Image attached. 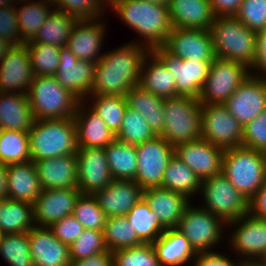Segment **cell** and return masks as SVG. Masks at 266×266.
Here are the masks:
<instances>
[{
  "mask_svg": "<svg viewBox=\"0 0 266 266\" xmlns=\"http://www.w3.org/2000/svg\"><path fill=\"white\" fill-rule=\"evenodd\" d=\"M150 52L148 47L134 41L103 53L95 66L90 95L126 96L140 83L143 61Z\"/></svg>",
  "mask_w": 266,
  "mask_h": 266,
  "instance_id": "obj_1",
  "label": "cell"
},
{
  "mask_svg": "<svg viewBox=\"0 0 266 266\" xmlns=\"http://www.w3.org/2000/svg\"><path fill=\"white\" fill-rule=\"evenodd\" d=\"M109 7L144 39L140 44L150 50L163 46L173 28L168 5L146 0H114Z\"/></svg>",
  "mask_w": 266,
  "mask_h": 266,
  "instance_id": "obj_2",
  "label": "cell"
},
{
  "mask_svg": "<svg viewBox=\"0 0 266 266\" xmlns=\"http://www.w3.org/2000/svg\"><path fill=\"white\" fill-rule=\"evenodd\" d=\"M28 134L32 162L77 152L74 118L36 119Z\"/></svg>",
  "mask_w": 266,
  "mask_h": 266,
  "instance_id": "obj_3",
  "label": "cell"
},
{
  "mask_svg": "<svg viewBox=\"0 0 266 266\" xmlns=\"http://www.w3.org/2000/svg\"><path fill=\"white\" fill-rule=\"evenodd\" d=\"M217 58L244 64L250 69L256 55V32L235 16H216L210 26Z\"/></svg>",
  "mask_w": 266,
  "mask_h": 266,
  "instance_id": "obj_4",
  "label": "cell"
},
{
  "mask_svg": "<svg viewBox=\"0 0 266 266\" xmlns=\"http://www.w3.org/2000/svg\"><path fill=\"white\" fill-rule=\"evenodd\" d=\"M222 173L250 200L266 181V153L243 146L226 149Z\"/></svg>",
  "mask_w": 266,
  "mask_h": 266,
  "instance_id": "obj_5",
  "label": "cell"
},
{
  "mask_svg": "<svg viewBox=\"0 0 266 266\" xmlns=\"http://www.w3.org/2000/svg\"><path fill=\"white\" fill-rule=\"evenodd\" d=\"M27 96L35 119L74 118L81 102L55 76H34Z\"/></svg>",
  "mask_w": 266,
  "mask_h": 266,
  "instance_id": "obj_6",
  "label": "cell"
},
{
  "mask_svg": "<svg viewBox=\"0 0 266 266\" xmlns=\"http://www.w3.org/2000/svg\"><path fill=\"white\" fill-rule=\"evenodd\" d=\"M164 127L160 135L174 147L201 138L199 100L187 96L164 99Z\"/></svg>",
  "mask_w": 266,
  "mask_h": 266,
  "instance_id": "obj_7",
  "label": "cell"
},
{
  "mask_svg": "<svg viewBox=\"0 0 266 266\" xmlns=\"http://www.w3.org/2000/svg\"><path fill=\"white\" fill-rule=\"evenodd\" d=\"M202 208L219 217L225 225L249 212V200L221 172L201 181Z\"/></svg>",
  "mask_w": 266,
  "mask_h": 266,
  "instance_id": "obj_8",
  "label": "cell"
},
{
  "mask_svg": "<svg viewBox=\"0 0 266 266\" xmlns=\"http://www.w3.org/2000/svg\"><path fill=\"white\" fill-rule=\"evenodd\" d=\"M249 75L244 64L216 57L198 100L201 104H224Z\"/></svg>",
  "mask_w": 266,
  "mask_h": 266,
  "instance_id": "obj_9",
  "label": "cell"
},
{
  "mask_svg": "<svg viewBox=\"0 0 266 266\" xmlns=\"http://www.w3.org/2000/svg\"><path fill=\"white\" fill-rule=\"evenodd\" d=\"M201 138L223 150L242 146L243 126L223 104H202Z\"/></svg>",
  "mask_w": 266,
  "mask_h": 266,
  "instance_id": "obj_10",
  "label": "cell"
},
{
  "mask_svg": "<svg viewBox=\"0 0 266 266\" xmlns=\"http://www.w3.org/2000/svg\"><path fill=\"white\" fill-rule=\"evenodd\" d=\"M224 224L210 211L189 204L176 229L186 236L194 251L198 253L211 251L213 245L218 244L223 235Z\"/></svg>",
  "mask_w": 266,
  "mask_h": 266,
  "instance_id": "obj_11",
  "label": "cell"
},
{
  "mask_svg": "<svg viewBox=\"0 0 266 266\" xmlns=\"http://www.w3.org/2000/svg\"><path fill=\"white\" fill-rule=\"evenodd\" d=\"M135 148L138 164L134 181L143 190L160 187L168 162L174 156V146L156 136Z\"/></svg>",
  "mask_w": 266,
  "mask_h": 266,
  "instance_id": "obj_12",
  "label": "cell"
},
{
  "mask_svg": "<svg viewBox=\"0 0 266 266\" xmlns=\"http://www.w3.org/2000/svg\"><path fill=\"white\" fill-rule=\"evenodd\" d=\"M151 51L174 76L176 96H187L198 100L212 61L183 60L168 52L163 46H158Z\"/></svg>",
  "mask_w": 266,
  "mask_h": 266,
  "instance_id": "obj_13",
  "label": "cell"
},
{
  "mask_svg": "<svg viewBox=\"0 0 266 266\" xmlns=\"http://www.w3.org/2000/svg\"><path fill=\"white\" fill-rule=\"evenodd\" d=\"M232 224L237 225L234 227L235 231H231L233 234H230L232 250L239 256L241 254L243 258L239 259L245 264L256 263L266 253V219L255 217L248 212L226 226L231 227Z\"/></svg>",
  "mask_w": 266,
  "mask_h": 266,
  "instance_id": "obj_14",
  "label": "cell"
},
{
  "mask_svg": "<svg viewBox=\"0 0 266 266\" xmlns=\"http://www.w3.org/2000/svg\"><path fill=\"white\" fill-rule=\"evenodd\" d=\"M223 105L244 127L266 109V78L250 74Z\"/></svg>",
  "mask_w": 266,
  "mask_h": 266,
  "instance_id": "obj_15",
  "label": "cell"
},
{
  "mask_svg": "<svg viewBox=\"0 0 266 266\" xmlns=\"http://www.w3.org/2000/svg\"><path fill=\"white\" fill-rule=\"evenodd\" d=\"M59 62L55 74L58 83L81 101H87L85 97L90 95L94 84L96 63L79 60L67 46L60 48Z\"/></svg>",
  "mask_w": 266,
  "mask_h": 266,
  "instance_id": "obj_16",
  "label": "cell"
},
{
  "mask_svg": "<svg viewBox=\"0 0 266 266\" xmlns=\"http://www.w3.org/2000/svg\"><path fill=\"white\" fill-rule=\"evenodd\" d=\"M163 47L183 60L213 61L216 58L209 30L173 27Z\"/></svg>",
  "mask_w": 266,
  "mask_h": 266,
  "instance_id": "obj_17",
  "label": "cell"
},
{
  "mask_svg": "<svg viewBox=\"0 0 266 266\" xmlns=\"http://www.w3.org/2000/svg\"><path fill=\"white\" fill-rule=\"evenodd\" d=\"M77 175L81 194H91L104 189L113 180L104 148H78Z\"/></svg>",
  "mask_w": 266,
  "mask_h": 266,
  "instance_id": "obj_18",
  "label": "cell"
},
{
  "mask_svg": "<svg viewBox=\"0 0 266 266\" xmlns=\"http://www.w3.org/2000/svg\"><path fill=\"white\" fill-rule=\"evenodd\" d=\"M224 150L200 138L174 147V155L203 181L222 172Z\"/></svg>",
  "mask_w": 266,
  "mask_h": 266,
  "instance_id": "obj_19",
  "label": "cell"
},
{
  "mask_svg": "<svg viewBox=\"0 0 266 266\" xmlns=\"http://www.w3.org/2000/svg\"><path fill=\"white\" fill-rule=\"evenodd\" d=\"M33 78L26 45L12 46L0 60V92L27 94Z\"/></svg>",
  "mask_w": 266,
  "mask_h": 266,
  "instance_id": "obj_20",
  "label": "cell"
},
{
  "mask_svg": "<svg viewBox=\"0 0 266 266\" xmlns=\"http://www.w3.org/2000/svg\"><path fill=\"white\" fill-rule=\"evenodd\" d=\"M80 194L78 187L42 190L33 204L35 226L49 227L65 216L72 215Z\"/></svg>",
  "mask_w": 266,
  "mask_h": 266,
  "instance_id": "obj_21",
  "label": "cell"
},
{
  "mask_svg": "<svg viewBox=\"0 0 266 266\" xmlns=\"http://www.w3.org/2000/svg\"><path fill=\"white\" fill-rule=\"evenodd\" d=\"M142 192L143 189L135 181L113 179L93 196L108 218L126 215L142 199Z\"/></svg>",
  "mask_w": 266,
  "mask_h": 266,
  "instance_id": "obj_22",
  "label": "cell"
},
{
  "mask_svg": "<svg viewBox=\"0 0 266 266\" xmlns=\"http://www.w3.org/2000/svg\"><path fill=\"white\" fill-rule=\"evenodd\" d=\"M34 266H68L69 246L56 238L49 227L33 226L28 231Z\"/></svg>",
  "mask_w": 266,
  "mask_h": 266,
  "instance_id": "obj_23",
  "label": "cell"
},
{
  "mask_svg": "<svg viewBox=\"0 0 266 266\" xmlns=\"http://www.w3.org/2000/svg\"><path fill=\"white\" fill-rule=\"evenodd\" d=\"M42 190L78 186L76 154L34 161Z\"/></svg>",
  "mask_w": 266,
  "mask_h": 266,
  "instance_id": "obj_24",
  "label": "cell"
},
{
  "mask_svg": "<svg viewBox=\"0 0 266 266\" xmlns=\"http://www.w3.org/2000/svg\"><path fill=\"white\" fill-rule=\"evenodd\" d=\"M142 198L154 211L162 227L176 229L190 199L184 195L163 187H154L143 190Z\"/></svg>",
  "mask_w": 266,
  "mask_h": 266,
  "instance_id": "obj_25",
  "label": "cell"
},
{
  "mask_svg": "<svg viewBox=\"0 0 266 266\" xmlns=\"http://www.w3.org/2000/svg\"><path fill=\"white\" fill-rule=\"evenodd\" d=\"M98 19L100 17L97 19H80L71 32L67 47L79 60L97 63L102 57L99 55V51L106 32L105 24L103 25Z\"/></svg>",
  "mask_w": 266,
  "mask_h": 266,
  "instance_id": "obj_26",
  "label": "cell"
},
{
  "mask_svg": "<svg viewBox=\"0 0 266 266\" xmlns=\"http://www.w3.org/2000/svg\"><path fill=\"white\" fill-rule=\"evenodd\" d=\"M85 105V101H81L74 115L77 147L105 148L116 139V137L98 114L92 110L90 106L88 107Z\"/></svg>",
  "mask_w": 266,
  "mask_h": 266,
  "instance_id": "obj_27",
  "label": "cell"
},
{
  "mask_svg": "<svg viewBox=\"0 0 266 266\" xmlns=\"http://www.w3.org/2000/svg\"><path fill=\"white\" fill-rule=\"evenodd\" d=\"M168 11L176 28L209 30L216 17L210 0H170Z\"/></svg>",
  "mask_w": 266,
  "mask_h": 266,
  "instance_id": "obj_28",
  "label": "cell"
},
{
  "mask_svg": "<svg viewBox=\"0 0 266 266\" xmlns=\"http://www.w3.org/2000/svg\"><path fill=\"white\" fill-rule=\"evenodd\" d=\"M7 198L34 204L42 188L34 162L7 165Z\"/></svg>",
  "mask_w": 266,
  "mask_h": 266,
  "instance_id": "obj_29",
  "label": "cell"
},
{
  "mask_svg": "<svg viewBox=\"0 0 266 266\" xmlns=\"http://www.w3.org/2000/svg\"><path fill=\"white\" fill-rule=\"evenodd\" d=\"M35 116L27 94L0 92V128L28 132Z\"/></svg>",
  "mask_w": 266,
  "mask_h": 266,
  "instance_id": "obj_30",
  "label": "cell"
},
{
  "mask_svg": "<svg viewBox=\"0 0 266 266\" xmlns=\"http://www.w3.org/2000/svg\"><path fill=\"white\" fill-rule=\"evenodd\" d=\"M160 266H182L194 260L196 252L185 235L177 229H167L153 243Z\"/></svg>",
  "mask_w": 266,
  "mask_h": 266,
  "instance_id": "obj_31",
  "label": "cell"
},
{
  "mask_svg": "<svg viewBox=\"0 0 266 266\" xmlns=\"http://www.w3.org/2000/svg\"><path fill=\"white\" fill-rule=\"evenodd\" d=\"M149 59H151V62H149ZM139 85L163 99L176 97L174 76L152 51L148 53L143 61Z\"/></svg>",
  "mask_w": 266,
  "mask_h": 266,
  "instance_id": "obj_32",
  "label": "cell"
},
{
  "mask_svg": "<svg viewBox=\"0 0 266 266\" xmlns=\"http://www.w3.org/2000/svg\"><path fill=\"white\" fill-rule=\"evenodd\" d=\"M127 105L140 112L152 131L160 136L164 127V99L148 92L141 85L133 86L126 94Z\"/></svg>",
  "mask_w": 266,
  "mask_h": 266,
  "instance_id": "obj_33",
  "label": "cell"
},
{
  "mask_svg": "<svg viewBox=\"0 0 266 266\" xmlns=\"http://www.w3.org/2000/svg\"><path fill=\"white\" fill-rule=\"evenodd\" d=\"M79 19L59 9H53L30 42L57 47L67 46L71 32Z\"/></svg>",
  "mask_w": 266,
  "mask_h": 266,
  "instance_id": "obj_34",
  "label": "cell"
},
{
  "mask_svg": "<svg viewBox=\"0 0 266 266\" xmlns=\"http://www.w3.org/2000/svg\"><path fill=\"white\" fill-rule=\"evenodd\" d=\"M104 150L113 179L134 181L138 164L135 145L114 139Z\"/></svg>",
  "mask_w": 266,
  "mask_h": 266,
  "instance_id": "obj_35",
  "label": "cell"
},
{
  "mask_svg": "<svg viewBox=\"0 0 266 266\" xmlns=\"http://www.w3.org/2000/svg\"><path fill=\"white\" fill-rule=\"evenodd\" d=\"M160 187L180 193L190 199L197 191L200 192L201 180L174 155L168 162Z\"/></svg>",
  "mask_w": 266,
  "mask_h": 266,
  "instance_id": "obj_36",
  "label": "cell"
},
{
  "mask_svg": "<svg viewBox=\"0 0 266 266\" xmlns=\"http://www.w3.org/2000/svg\"><path fill=\"white\" fill-rule=\"evenodd\" d=\"M33 226V204L9 198L2 201L0 229L3 234L28 232Z\"/></svg>",
  "mask_w": 266,
  "mask_h": 266,
  "instance_id": "obj_37",
  "label": "cell"
},
{
  "mask_svg": "<svg viewBox=\"0 0 266 266\" xmlns=\"http://www.w3.org/2000/svg\"><path fill=\"white\" fill-rule=\"evenodd\" d=\"M26 1L23 7L16 8L22 44L35 38L39 28L53 10L51 7L54 6V3L50 0H41L39 2L37 0V2L33 1V3L29 0Z\"/></svg>",
  "mask_w": 266,
  "mask_h": 266,
  "instance_id": "obj_38",
  "label": "cell"
},
{
  "mask_svg": "<svg viewBox=\"0 0 266 266\" xmlns=\"http://www.w3.org/2000/svg\"><path fill=\"white\" fill-rule=\"evenodd\" d=\"M125 216L143 243L152 244L165 231L156 213L150 209L143 198Z\"/></svg>",
  "mask_w": 266,
  "mask_h": 266,
  "instance_id": "obj_39",
  "label": "cell"
},
{
  "mask_svg": "<svg viewBox=\"0 0 266 266\" xmlns=\"http://www.w3.org/2000/svg\"><path fill=\"white\" fill-rule=\"evenodd\" d=\"M104 241L111 252L143 244L125 215L106 219Z\"/></svg>",
  "mask_w": 266,
  "mask_h": 266,
  "instance_id": "obj_40",
  "label": "cell"
},
{
  "mask_svg": "<svg viewBox=\"0 0 266 266\" xmlns=\"http://www.w3.org/2000/svg\"><path fill=\"white\" fill-rule=\"evenodd\" d=\"M31 161L28 132L1 130L0 163L5 165Z\"/></svg>",
  "mask_w": 266,
  "mask_h": 266,
  "instance_id": "obj_41",
  "label": "cell"
},
{
  "mask_svg": "<svg viewBox=\"0 0 266 266\" xmlns=\"http://www.w3.org/2000/svg\"><path fill=\"white\" fill-rule=\"evenodd\" d=\"M90 96V97H89ZM88 98L95 99L90 108L104 121L111 132L116 135L123 120L127 108L125 96L89 95Z\"/></svg>",
  "mask_w": 266,
  "mask_h": 266,
  "instance_id": "obj_42",
  "label": "cell"
},
{
  "mask_svg": "<svg viewBox=\"0 0 266 266\" xmlns=\"http://www.w3.org/2000/svg\"><path fill=\"white\" fill-rule=\"evenodd\" d=\"M0 255L8 266H34L28 232L3 234L0 240Z\"/></svg>",
  "mask_w": 266,
  "mask_h": 266,
  "instance_id": "obj_43",
  "label": "cell"
},
{
  "mask_svg": "<svg viewBox=\"0 0 266 266\" xmlns=\"http://www.w3.org/2000/svg\"><path fill=\"white\" fill-rule=\"evenodd\" d=\"M156 136L140 112L127 106L116 139L136 146Z\"/></svg>",
  "mask_w": 266,
  "mask_h": 266,
  "instance_id": "obj_44",
  "label": "cell"
},
{
  "mask_svg": "<svg viewBox=\"0 0 266 266\" xmlns=\"http://www.w3.org/2000/svg\"><path fill=\"white\" fill-rule=\"evenodd\" d=\"M25 45L34 76H55L60 63V47L41 42H27Z\"/></svg>",
  "mask_w": 266,
  "mask_h": 266,
  "instance_id": "obj_45",
  "label": "cell"
},
{
  "mask_svg": "<svg viewBox=\"0 0 266 266\" xmlns=\"http://www.w3.org/2000/svg\"><path fill=\"white\" fill-rule=\"evenodd\" d=\"M84 227L104 231L106 214L99 207L96 198L91 194H80L76 199L72 214Z\"/></svg>",
  "mask_w": 266,
  "mask_h": 266,
  "instance_id": "obj_46",
  "label": "cell"
},
{
  "mask_svg": "<svg viewBox=\"0 0 266 266\" xmlns=\"http://www.w3.org/2000/svg\"><path fill=\"white\" fill-rule=\"evenodd\" d=\"M113 266H160L153 244L138 246L112 252Z\"/></svg>",
  "mask_w": 266,
  "mask_h": 266,
  "instance_id": "obj_47",
  "label": "cell"
},
{
  "mask_svg": "<svg viewBox=\"0 0 266 266\" xmlns=\"http://www.w3.org/2000/svg\"><path fill=\"white\" fill-rule=\"evenodd\" d=\"M107 250L104 241V231L84 229L69 246V258L70 261L86 259Z\"/></svg>",
  "mask_w": 266,
  "mask_h": 266,
  "instance_id": "obj_48",
  "label": "cell"
},
{
  "mask_svg": "<svg viewBox=\"0 0 266 266\" xmlns=\"http://www.w3.org/2000/svg\"><path fill=\"white\" fill-rule=\"evenodd\" d=\"M106 0H53L54 8L80 19H97L102 17ZM97 17V18H96Z\"/></svg>",
  "mask_w": 266,
  "mask_h": 266,
  "instance_id": "obj_49",
  "label": "cell"
},
{
  "mask_svg": "<svg viewBox=\"0 0 266 266\" xmlns=\"http://www.w3.org/2000/svg\"><path fill=\"white\" fill-rule=\"evenodd\" d=\"M241 23L255 32L266 28V0H243L234 15Z\"/></svg>",
  "mask_w": 266,
  "mask_h": 266,
  "instance_id": "obj_50",
  "label": "cell"
},
{
  "mask_svg": "<svg viewBox=\"0 0 266 266\" xmlns=\"http://www.w3.org/2000/svg\"><path fill=\"white\" fill-rule=\"evenodd\" d=\"M242 146L266 153V109L243 127Z\"/></svg>",
  "mask_w": 266,
  "mask_h": 266,
  "instance_id": "obj_51",
  "label": "cell"
},
{
  "mask_svg": "<svg viewBox=\"0 0 266 266\" xmlns=\"http://www.w3.org/2000/svg\"><path fill=\"white\" fill-rule=\"evenodd\" d=\"M16 7V5L0 7V38L7 40L13 46L22 45Z\"/></svg>",
  "mask_w": 266,
  "mask_h": 266,
  "instance_id": "obj_52",
  "label": "cell"
},
{
  "mask_svg": "<svg viewBox=\"0 0 266 266\" xmlns=\"http://www.w3.org/2000/svg\"><path fill=\"white\" fill-rule=\"evenodd\" d=\"M54 236L64 244L70 246L82 233L84 227L73 216L68 215L49 226Z\"/></svg>",
  "mask_w": 266,
  "mask_h": 266,
  "instance_id": "obj_53",
  "label": "cell"
},
{
  "mask_svg": "<svg viewBox=\"0 0 266 266\" xmlns=\"http://www.w3.org/2000/svg\"><path fill=\"white\" fill-rule=\"evenodd\" d=\"M255 47H256V55L249 71L255 69L256 73L251 72V75L256 77L266 78V28L264 30L256 32ZM258 72H260V74Z\"/></svg>",
  "mask_w": 266,
  "mask_h": 266,
  "instance_id": "obj_54",
  "label": "cell"
},
{
  "mask_svg": "<svg viewBox=\"0 0 266 266\" xmlns=\"http://www.w3.org/2000/svg\"><path fill=\"white\" fill-rule=\"evenodd\" d=\"M226 255L215 251L198 252L195 257L194 266H245V263L240 260L238 262L230 261Z\"/></svg>",
  "mask_w": 266,
  "mask_h": 266,
  "instance_id": "obj_55",
  "label": "cell"
},
{
  "mask_svg": "<svg viewBox=\"0 0 266 266\" xmlns=\"http://www.w3.org/2000/svg\"><path fill=\"white\" fill-rule=\"evenodd\" d=\"M249 213L255 217L266 219V181L249 200Z\"/></svg>",
  "mask_w": 266,
  "mask_h": 266,
  "instance_id": "obj_56",
  "label": "cell"
},
{
  "mask_svg": "<svg viewBox=\"0 0 266 266\" xmlns=\"http://www.w3.org/2000/svg\"><path fill=\"white\" fill-rule=\"evenodd\" d=\"M68 266H113V255L107 250L86 259L71 260Z\"/></svg>",
  "mask_w": 266,
  "mask_h": 266,
  "instance_id": "obj_57",
  "label": "cell"
},
{
  "mask_svg": "<svg viewBox=\"0 0 266 266\" xmlns=\"http://www.w3.org/2000/svg\"><path fill=\"white\" fill-rule=\"evenodd\" d=\"M243 0H210L215 16H234Z\"/></svg>",
  "mask_w": 266,
  "mask_h": 266,
  "instance_id": "obj_58",
  "label": "cell"
},
{
  "mask_svg": "<svg viewBox=\"0 0 266 266\" xmlns=\"http://www.w3.org/2000/svg\"><path fill=\"white\" fill-rule=\"evenodd\" d=\"M7 165L0 163V199L7 198Z\"/></svg>",
  "mask_w": 266,
  "mask_h": 266,
  "instance_id": "obj_59",
  "label": "cell"
},
{
  "mask_svg": "<svg viewBox=\"0 0 266 266\" xmlns=\"http://www.w3.org/2000/svg\"><path fill=\"white\" fill-rule=\"evenodd\" d=\"M12 44L7 40L0 38V60L4 57L5 54L12 48Z\"/></svg>",
  "mask_w": 266,
  "mask_h": 266,
  "instance_id": "obj_60",
  "label": "cell"
},
{
  "mask_svg": "<svg viewBox=\"0 0 266 266\" xmlns=\"http://www.w3.org/2000/svg\"><path fill=\"white\" fill-rule=\"evenodd\" d=\"M15 0H0V7L15 6ZM14 4V5H13Z\"/></svg>",
  "mask_w": 266,
  "mask_h": 266,
  "instance_id": "obj_61",
  "label": "cell"
},
{
  "mask_svg": "<svg viewBox=\"0 0 266 266\" xmlns=\"http://www.w3.org/2000/svg\"><path fill=\"white\" fill-rule=\"evenodd\" d=\"M259 266H266V253L256 262Z\"/></svg>",
  "mask_w": 266,
  "mask_h": 266,
  "instance_id": "obj_62",
  "label": "cell"
},
{
  "mask_svg": "<svg viewBox=\"0 0 266 266\" xmlns=\"http://www.w3.org/2000/svg\"><path fill=\"white\" fill-rule=\"evenodd\" d=\"M146 1L156 4L168 5L170 0H146Z\"/></svg>",
  "mask_w": 266,
  "mask_h": 266,
  "instance_id": "obj_63",
  "label": "cell"
},
{
  "mask_svg": "<svg viewBox=\"0 0 266 266\" xmlns=\"http://www.w3.org/2000/svg\"><path fill=\"white\" fill-rule=\"evenodd\" d=\"M245 266H259L256 263H246Z\"/></svg>",
  "mask_w": 266,
  "mask_h": 266,
  "instance_id": "obj_64",
  "label": "cell"
},
{
  "mask_svg": "<svg viewBox=\"0 0 266 266\" xmlns=\"http://www.w3.org/2000/svg\"><path fill=\"white\" fill-rule=\"evenodd\" d=\"M107 2L106 3H108L107 5H110L114 0H106Z\"/></svg>",
  "mask_w": 266,
  "mask_h": 266,
  "instance_id": "obj_65",
  "label": "cell"
},
{
  "mask_svg": "<svg viewBox=\"0 0 266 266\" xmlns=\"http://www.w3.org/2000/svg\"><path fill=\"white\" fill-rule=\"evenodd\" d=\"M2 235H3V233H2V231H1V229H0V240H1V238H2Z\"/></svg>",
  "mask_w": 266,
  "mask_h": 266,
  "instance_id": "obj_66",
  "label": "cell"
},
{
  "mask_svg": "<svg viewBox=\"0 0 266 266\" xmlns=\"http://www.w3.org/2000/svg\"><path fill=\"white\" fill-rule=\"evenodd\" d=\"M3 200H4V199H0V210H1V203H2Z\"/></svg>",
  "mask_w": 266,
  "mask_h": 266,
  "instance_id": "obj_67",
  "label": "cell"
}]
</instances>
